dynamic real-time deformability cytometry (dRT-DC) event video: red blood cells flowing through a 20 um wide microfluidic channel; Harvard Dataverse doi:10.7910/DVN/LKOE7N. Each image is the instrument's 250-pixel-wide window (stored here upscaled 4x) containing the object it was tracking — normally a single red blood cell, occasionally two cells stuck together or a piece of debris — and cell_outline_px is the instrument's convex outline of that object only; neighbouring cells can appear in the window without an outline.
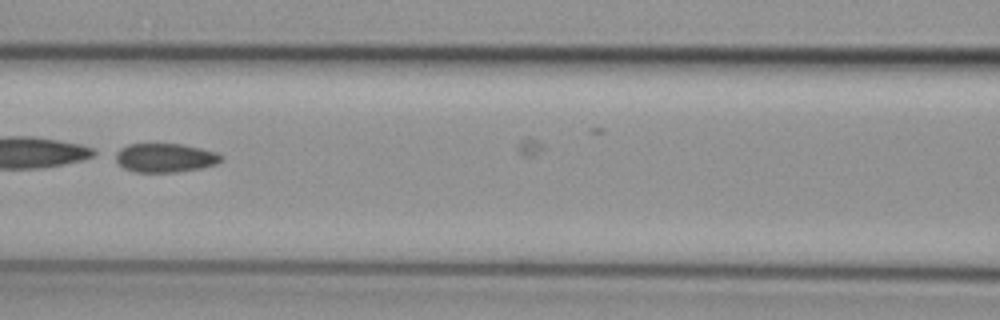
{"species": "common noctule bat (a hibernating species)", "species_latin": "Nyctalus noctula", "temperature_condition": "cold", "stored_images_in_passage": 22, "camera_frame_rate_fps": 3000, "um_per_image_px": 0.085, "animal": {"sex": "female", "body_mass_g": 29.2, "forearm_length_mm": 56.3}, "frame": {"image": 1, "passage_image": 18, "time_ms": 5.667, "image_size_px": [1000, 320], "cell_outline_px": [[224, 160], [216, 164], [200, 168], [176, 172], [136, 172], [124, 168], [116, 160], [112, 152], [128, 144], [180, 144], [200, 148], [216, 152], [224, 156]], "centroid_in_image_um": [14.02, 13.41], "position_along_channel_um": 152.6, "area_um2": 17.92}}